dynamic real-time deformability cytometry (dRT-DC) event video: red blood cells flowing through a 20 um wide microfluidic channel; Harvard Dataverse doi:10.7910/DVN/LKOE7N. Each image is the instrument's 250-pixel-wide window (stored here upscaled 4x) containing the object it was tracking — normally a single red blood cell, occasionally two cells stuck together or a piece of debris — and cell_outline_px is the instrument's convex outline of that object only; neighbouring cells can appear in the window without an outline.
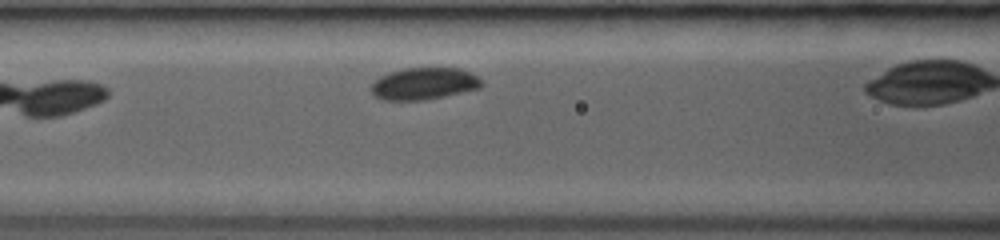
{"species": "common noctule bat (a hibernating species)", "species_latin": "Nyctalus noctula", "temperature_condition": "room temperature", "stored_images_in_passage": 5, "camera_frame_rate_fps": 3000, "um_per_image_px": 0.085, "animal": {"sex": "female", "body_mass_g": 19.0, "forearm_length_mm": 53.3}, "frame": {"image": 1, "passage_image": 4, "time_ms": 3.667, "image_size_px": [1000, 240], "cell_outline_px": [[484, 84], [480, 88], [444, 96], [424, 100], [380, 100], [372, 92], [372, 84], [380, 76], [388, 72], [404, 68], [460, 68], [472, 72]], "centroid_in_image_um": [36.05, 7.1], "position_along_channel_um": 130.6, "area_um2": 20.58}}